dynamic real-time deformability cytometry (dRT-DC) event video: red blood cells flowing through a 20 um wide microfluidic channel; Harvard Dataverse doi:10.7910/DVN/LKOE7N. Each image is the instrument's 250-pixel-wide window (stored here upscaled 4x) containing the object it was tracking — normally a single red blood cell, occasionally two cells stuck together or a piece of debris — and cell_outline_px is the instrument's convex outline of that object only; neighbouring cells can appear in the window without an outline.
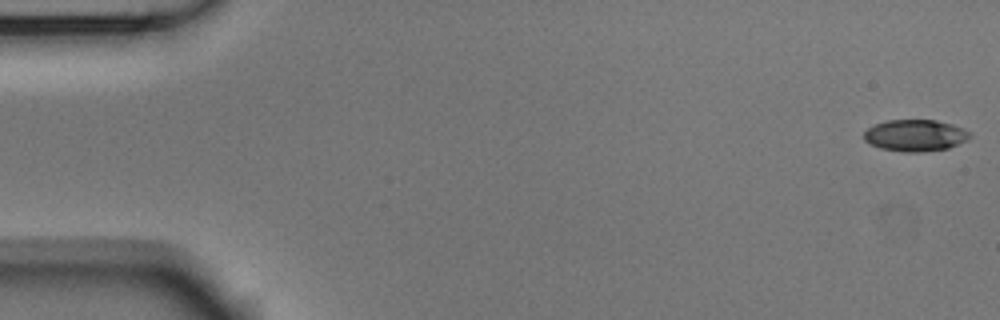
{"species": "Egyptian fruit bat (a non-hibernating species)", "species_latin": "Rousettus aegyptiacus", "temperature_condition": "room temperature", "stored_images_in_passage": 53, "camera_frame_rate_fps": 3000, "um_per_image_px": 0.085, "animal": {"sex": "male"}, "frame": {"image": 1, "passage_image": 1, "time_ms": 0.0, "image_size_px": [1000, 320], "cell_outline_px": [[972, 136], [948, 148], [924, 152], [904, 152], [880, 148], [868, 144], [864, 140], [864, 132], [868, 128], [876, 124], [888, 120], [936, 120], [952, 124], [964, 128]], "centroid_in_image_um": [77.76, 11.51], "position_along_channel_um": 7.2, "area_um2": 19.48}}
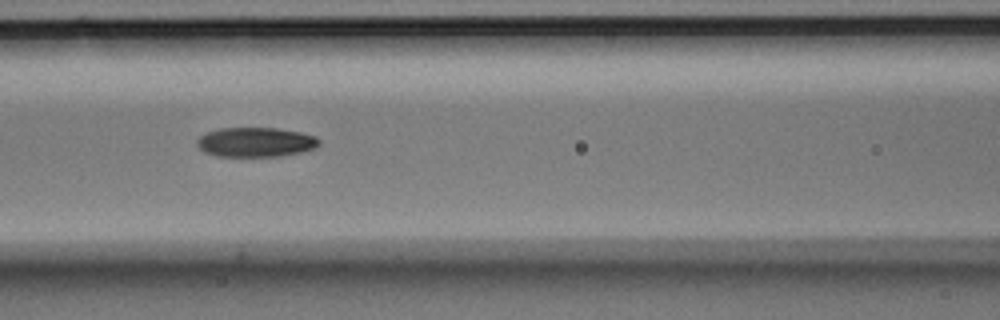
{"frame": {"image": 2, "passage_image": 23, "time_ms": 7.333, "image_size_px": [1000, 320], "cell_outline_px": [[320, 144], [316, 148], [284, 156], [216, 156], [204, 152], [196, 144], [196, 140], [200, 136], [208, 132], [220, 128], [276, 128], [300, 132], [316, 136], [320, 140]], "centroid_in_image_um": [21.75, 12.08], "position_along_channel_um": 144.9, "area_um2": 21.1}}
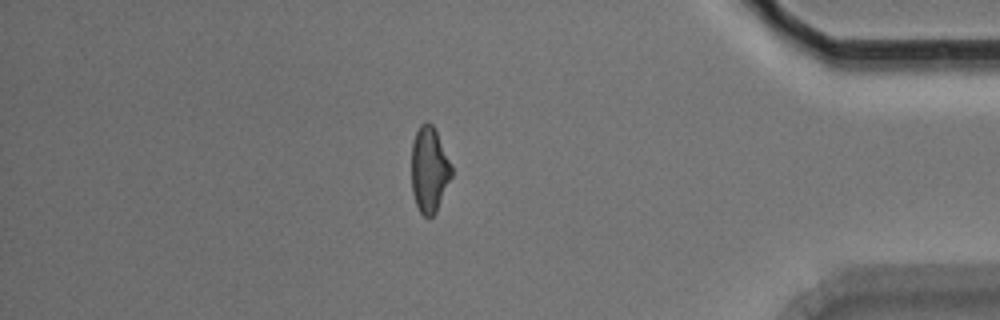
{"frame": {"image": 3, "passage_image": 46, "time_ms": 15.0, "image_size_px": [1000, 320], "cell_outline_px": [[452, 176], [436, 212], [428, 220], [420, 212], [416, 204], [412, 192], [412, 144], [416, 132], [420, 124], [424, 120], [428, 120], [432, 124], [436, 132], [452, 168]], "centroid_in_image_um": [36.47, 14.43], "position_along_channel_um": 398.7, "area_um2": 19.88}, "authors_computed_cell_mechanics": {"area_um2": 20.7502, "velocity_mm_per_s": 3.7654, "shape_relaxation_time_tau1_ms": 4.6869, "shape_relaxation_time_tau2_ms": 4.0556, "deformation_change_tau1": 0.1501, "deformation_change_tau2": 0.0993}}